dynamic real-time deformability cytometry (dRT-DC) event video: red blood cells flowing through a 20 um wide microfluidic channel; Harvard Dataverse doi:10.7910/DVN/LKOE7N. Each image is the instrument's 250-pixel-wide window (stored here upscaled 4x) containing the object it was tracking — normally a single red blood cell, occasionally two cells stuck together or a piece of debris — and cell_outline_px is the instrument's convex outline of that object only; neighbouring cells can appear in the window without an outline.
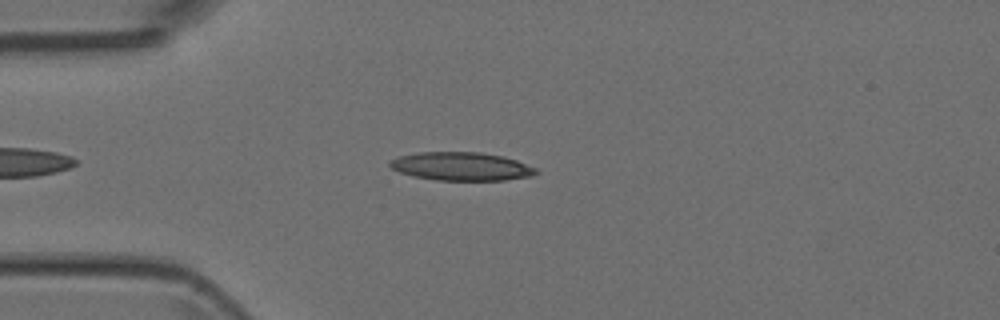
{"species": "Egyptian fruit bat (a non-hibernating species)", "species_latin": "Rousettus aegyptiacus", "temperature_condition": "room temperature", "stored_images_in_passage": 4, "camera_frame_rate_fps": 3000, "um_per_image_px": 0.085, "animal": {"sex": "female"}, "frame": {"image": 1, "passage_image": 4, "time_ms": 4.0, "image_size_px": [1000, 320], "cell_outline_px": [[540, 172], [532, 176], [504, 180], [436, 180], [412, 176], [400, 172], [392, 168], [388, 164], [392, 160], [400, 156], [416, 152], [480, 152], [504, 156], [516, 160], [536, 168]], "centroid_in_image_um": [39.24, 14.14], "position_along_channel_um": 45.8, "area_um2": 24.16}}